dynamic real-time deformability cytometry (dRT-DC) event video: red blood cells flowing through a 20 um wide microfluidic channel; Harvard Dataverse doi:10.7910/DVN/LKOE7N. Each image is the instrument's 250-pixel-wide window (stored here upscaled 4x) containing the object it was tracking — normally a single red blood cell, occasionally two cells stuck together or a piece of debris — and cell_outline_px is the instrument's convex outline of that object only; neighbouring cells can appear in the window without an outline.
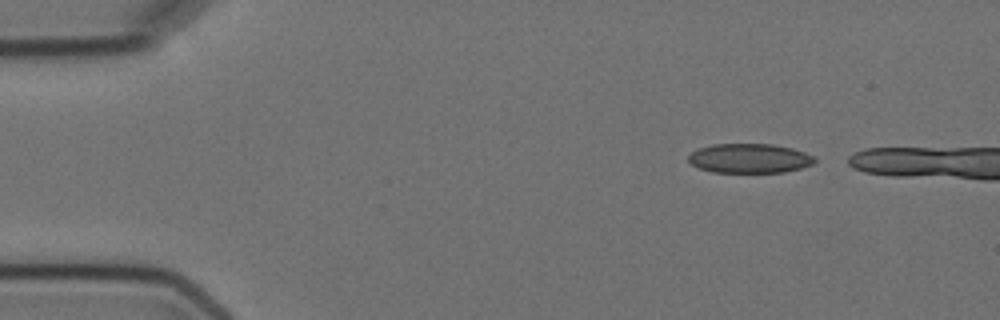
{"species": "Egyptian fruit bat (a non-hibernating species)", "species_latin": "Rousettus aegyptiacus", "temperature_condition": "cold", "stored_images_in_passage": 2, "camera_frame_rate_fps": 3000, "um_per_image_px": 0.085, "animal": {"sex": "female"}, "frame": {"image": 1, "passage_image": 1, "time_ms": 0.0, "image_size_px": [1000, 320], "cell_outline_px": [[816, 160], [812, 164], [800, 168], [784, 172], [712, 172], [700, 168], [692, 164], [688, 160], [688, 156], [692, 152], [700, 148], [712, 144], [772, 144], [792, 148], [816, 156]], "centroid_in_image_um": [63.73, 13.45], "position_along_channel_um": 21.3, "area_um2": 21.56}}